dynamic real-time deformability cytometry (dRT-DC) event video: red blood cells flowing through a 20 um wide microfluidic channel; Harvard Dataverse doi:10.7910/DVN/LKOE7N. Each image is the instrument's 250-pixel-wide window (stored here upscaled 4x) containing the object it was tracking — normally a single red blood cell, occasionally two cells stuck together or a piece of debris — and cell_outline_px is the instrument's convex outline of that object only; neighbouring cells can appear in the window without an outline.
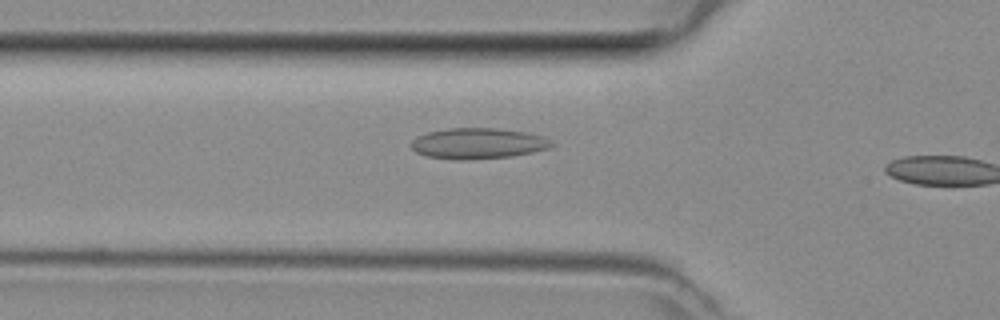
{"species": "common noctule bat (a hibernating species)", "species_latin": "Nyctalus noctula", "temperature_condition": "room temperature", "stored_images_in_passage": 6, "segment_of_instrument_passage": [2, 2], "camera_frame_rate_fps": 3000, "um_per_image_px": 0.085, "animal": {"sex": "female", "body_mass_g": 29.2, "forearm_length_mm": 56.3}, "frame": {"image": 1, "passage_image": 6, "time_ms": 1.667, "image_size_px": [1000, 320], "cell_outline_px": [[556, 144], [548, 148], [532, 152], [512, 156], [468, 160], [456, 160], [428, 156], [416, 152], [412, 148], [412, 140], [428, 132], [448, 128], [496, 128], [524, 132], [540, 136]], "centroid_in_image_um": [40.62, 12.2], "position_along_channel_um": 85.2, "area_um2": 24.91}}